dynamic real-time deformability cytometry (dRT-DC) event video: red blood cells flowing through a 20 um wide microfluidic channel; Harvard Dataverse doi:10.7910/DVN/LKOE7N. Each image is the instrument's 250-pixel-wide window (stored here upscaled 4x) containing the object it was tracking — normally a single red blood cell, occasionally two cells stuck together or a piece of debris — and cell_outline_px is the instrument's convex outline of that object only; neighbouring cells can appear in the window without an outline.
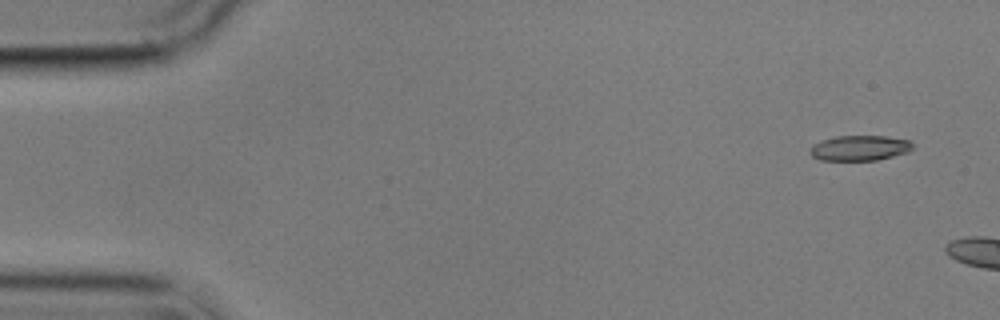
{"species": "common noctule bat (a hibernating species)", "species_latin": "Nyctalus noctula", "temperature_condition": "cold", "stored_images_in_passage": 6, "camera_frame_rate_fps": 3000, "um_per_image_px": 0.085, "animal": {"sex": "male", "body_mass_g": 17.9}, "frame": {"image": 1, "passage_image": 1, "time_ms": 0.0, "image_size_px": [1000, 320], "cell_outline_px": [[912, 148], [908, 152], [876, 160], [820, 160], [812, 156], [808, 152], [812, 144], [836, 136], [888, 136], [912, 140]], "centroid_in_image_um": [73.07, 12.57], "position_along_channel_um": 11.9, "area_um2": 15.14}}